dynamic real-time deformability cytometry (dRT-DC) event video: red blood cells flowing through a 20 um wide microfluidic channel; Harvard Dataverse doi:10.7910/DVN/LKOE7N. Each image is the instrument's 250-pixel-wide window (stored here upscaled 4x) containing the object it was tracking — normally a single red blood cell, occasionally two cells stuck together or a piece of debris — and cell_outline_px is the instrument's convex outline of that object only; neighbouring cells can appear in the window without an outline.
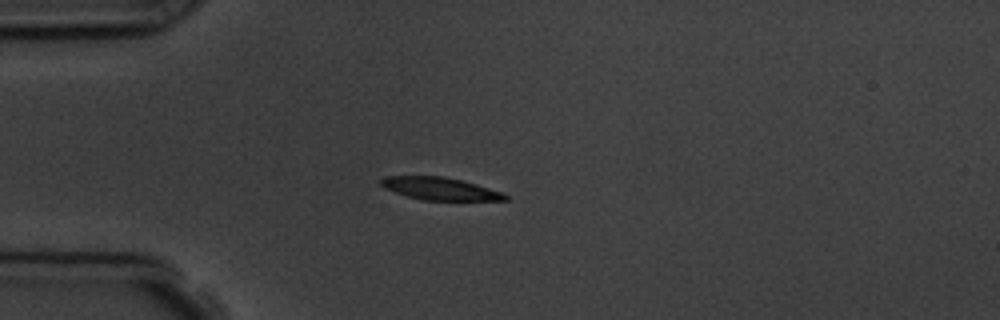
{"species": "common noctule bat (a hibernating species)", "species_latin": "Nyctalus noctula", "temperature_condition": "room temperature", "stored_images_in_passage": 10, "camera_frame_rate_fps": 3000, "um_per_image_px": 0.085, "animal": {"sex": "male", "body_mass_g": 19.5, "forearm_length_mm": 54.6}, "frame": {"image": 1, "passage_image": 4, "time_ms": 3.667, "image_size_px": [1000, 320], "cell_outline_px": [[508, 200], [420, 200], [384, 188], [380, 184], [380, 180], [384, 176], [444, 176], [476, 184], [504, 192], [508, 196]], "centroid_in_image_um": [37.41, 16.03], "position_along_channel_um": 47.6, "area_um2": 16.3}}
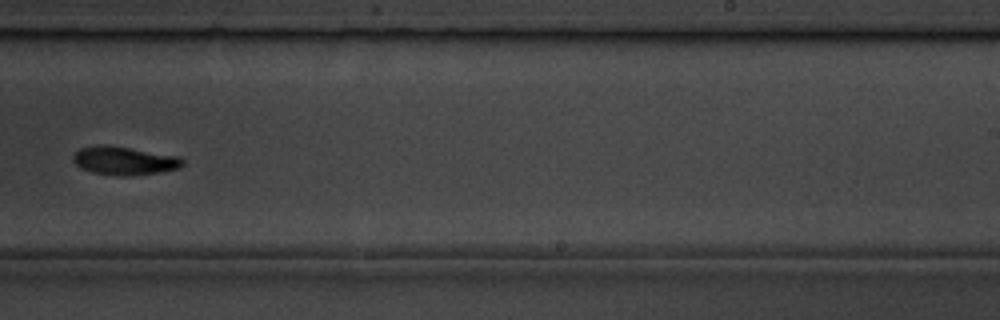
{"frame": {"image": 2, "passage_image": 10, "time_ms": 10.333, "image_size_px": [1000, 320], "cell_outline_px": [[184, 164], [180, 168], [160, 172], [128, 176], [116, 176], [92, 172], [80, 168], [72, 160], [72, 156], [80, 148], [96, 144], [108, 144], [180, 156], [184, 160]], "centroid_in_image_um": [10.56, 13.65], "position_along_channel_um": 278.4, "area_um2": 18.5}}